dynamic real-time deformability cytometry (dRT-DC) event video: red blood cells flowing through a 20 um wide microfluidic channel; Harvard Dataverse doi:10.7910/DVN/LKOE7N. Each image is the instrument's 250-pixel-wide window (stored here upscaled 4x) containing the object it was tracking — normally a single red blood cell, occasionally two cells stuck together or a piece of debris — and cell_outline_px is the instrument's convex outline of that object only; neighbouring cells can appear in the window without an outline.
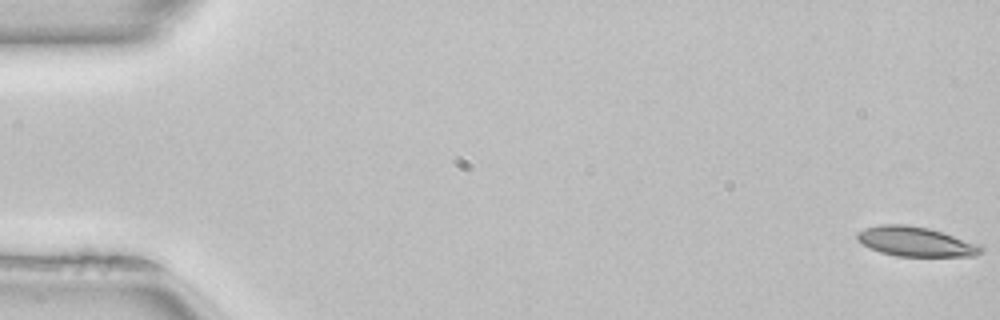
{"species": "common noctule bat (a hibernating species)", "species_latin": "Nyctalus noctula", "temperature_condition": "room temperature", "stored_images_in_passage": 51, "camera_frame_rate_fps": 3000, "um_per_image_px": 0.085, "animal": {"sex": "female", "body_mass_g": 22.7, "forearm_length_mm": 54.2}, "frame": {"image": 1, "passage_image": 1, "time_ms": 0.0, "image_size_px": [1000, 320], "cell_outline_px": [[984, 252], [976, 256], [896, 256], [880, 252], [856, 240], [856, 232], [864, 228], [880, 224], [908, 224], [928, 228], [980, 244], [984, 248]], "centroid_in_image_um": [77.84, 20.53], "position_along_channel_um": 7.2, "area_um2": 21.5}}
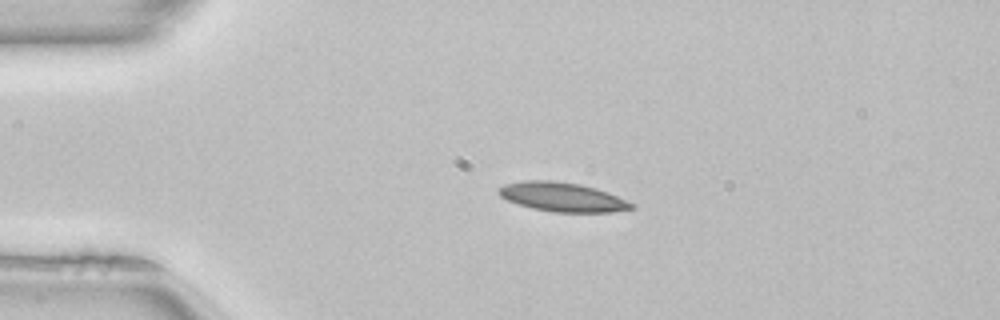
{"frame": {"image": 2, "passage_image": 12, "time_ms": 3.667, "image_size_px": [1000, 320], "cell_outline_px": [[636, 208], [612, 212], [552, 212], [532, 208], [508, 200], [500, 196], [496, 192], [496, 188], [504, 184], [524, 180], [552, 180], [580, 184], [596, 188], [608, 192], [636, 204]], "centroid_in_image_um": [47.81, 16.74], "position_along_channel_um": 37.2, "area_um2": 22.77}}
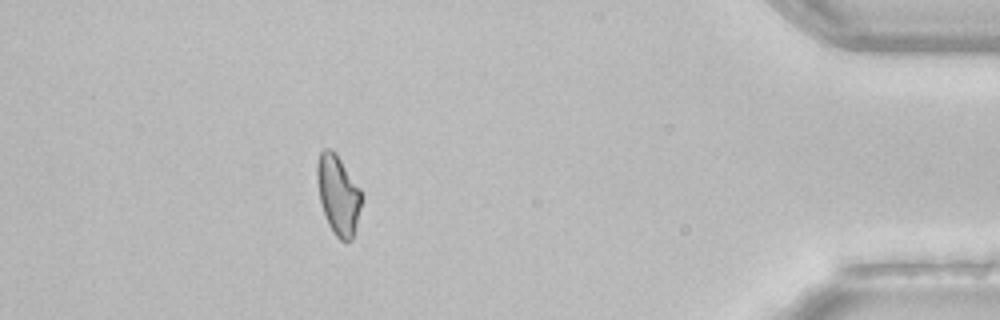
{"frame": {"image": 3, "passage_image": 46, "time_ms": 15.0, "image_size_px": [1000, 320], "cell_outline_px": [[364, 196], [356, 228], [352, 240], [340, 240], [332, 232], [328, 224], [320, 200], [316, 180], [316, 164], [320, 152], [324, 148], [332, 148], [336, 152], [360, 188]], "centroid_in_image_um": [28.76, 16.53], "position_along_channel_um": 406.4, "area_um2": 20.98}}